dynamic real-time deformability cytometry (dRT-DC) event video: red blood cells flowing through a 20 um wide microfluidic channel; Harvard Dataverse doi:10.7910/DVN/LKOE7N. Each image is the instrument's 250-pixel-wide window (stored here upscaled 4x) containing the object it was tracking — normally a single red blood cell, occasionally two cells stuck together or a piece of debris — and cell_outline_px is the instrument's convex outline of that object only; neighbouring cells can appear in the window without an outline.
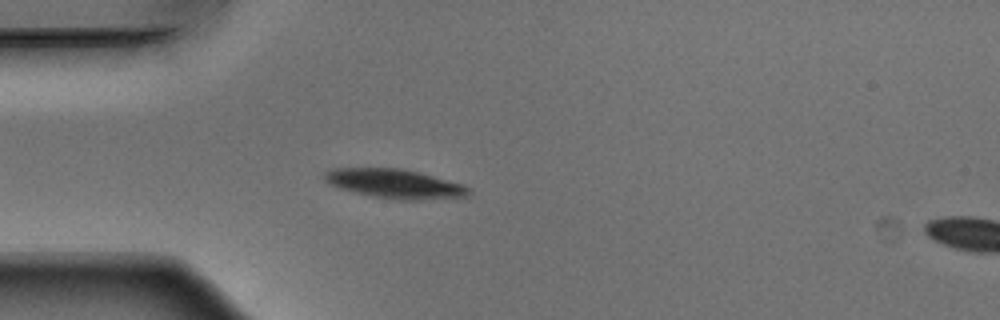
{"species": "Egyptian fruit bat (a non-hibernating species)", "species_latin": "Rousettus aegyptiacus", "temperature_condition": "warm", "stored_images_in_passage": 40, "camera_frame_rate_fps": 3000, "um_per_image_px": 0.085, "animal": {"sex": "male"}, "frame": {"image": 1, "passage_image": 2, "time_ms": 0.333, "image_size_px": [1000, 320], "cell_outline_px": [[472, 192], [468, 196], [420, 200], [396, 200], [372, 196], [340, 188], [328, 184], [324, 180], [324, 172], [332, 168], [396, 168], [416, 172], [464, 184], [472, 188]], "centroid_in_image_um": [33.57, 15.63], "position_along_channel_um": 51.4, "area_um2": 24.51}}
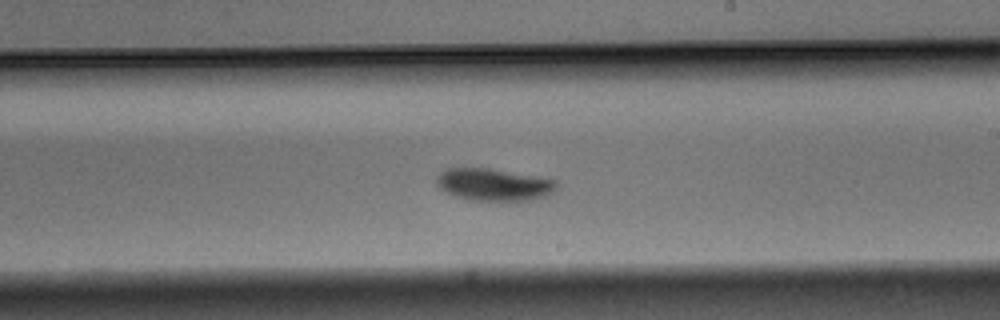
{"frame": {"image": 2, "passage_image": 18, "time_ms": 5.667, "image_size_px": [1000, 320], "cell_outline_px": [[560, 184], [548, 196], [532, 200], [464, 200], [440, 188], [436, 184], [436, 176], [440, 172], [448, 168], [488, 168], [556, 180]], "centroid_in_image_um": [41.97, 15.69], "position_along_channel_um": 247.0, "area_um2": 22.48}}
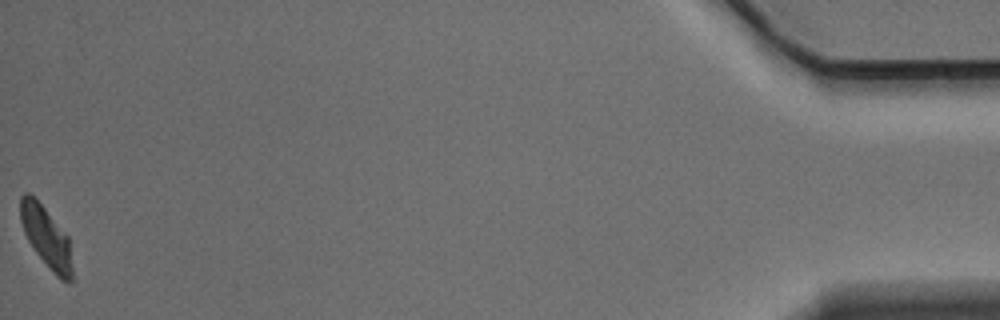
{"frame": {"image": 3, "passage_image": 40, "time_ms": 13.0, "image_size_px": [1000, 320], "cell_outline_px": [[72, 280], [68, 284], [60, 280], [52, 272], [36, 252], [28, 240], [24, 232], [20, 220], [20, 196], [24, 192], [28, 192], [44, 208], [68, 236], [72, 268]], "centroid_in_image_um": [3.93, 20.19], "position_along_channel_um": 431.3, "area_um2": 18.21}, "authors_computed_cell_mechanics": {"area_um2": 22.1085, "velocity_mm_per_s": 3.8443, "shape_relaxation_time_tau1_ms": 1.9922, "shape_relaxation_time_tau2_ms": null, "deformation_change_tau1": 0.1012, "deformation_change_tau2": null}}